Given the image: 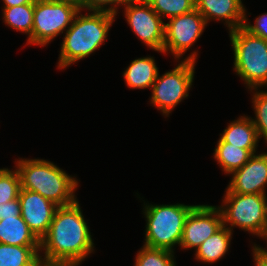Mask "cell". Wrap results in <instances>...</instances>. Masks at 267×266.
I'll list each match as a JSON object with an SVG mask.
<instances>
[{"label": "cell", "mask_w": 267, "mask_h": 266, "mask_svg": "<svg viewBox=\"0 0 267 266\" xmlns=\"http://www.w3.org/2000/svg\"><path fill=\"white\" fill-rule=\"evenodd\" d=\"M21 215V205L19 198L8 201L7 203L0 204V219L9 216H20Z\"/></svg>", "instance_id": "obj_28"}, {"label": "cell", "mask_w": 267, "mask_h": 266, "mask_svg": "<svg viewBox=\"0 0 267 266\" xmlns=\"http://www.w3.org/2000/svg\"><path fill=\"white\" fill-rule=\"evenodd\" d=\"M195 206L180 203L152 205L144 202V245L174 252V246L180 244L186 218Z\"/></svg>", "instance_id": "obj_4"}, {"label": "cell", "mask_w": 267, "mask_h": 266, "mask_svg": "<svg viewBox=\"0 0 267 266\" xmlns=\"http://www.w3.org/2000/svg\"><path fill=\"white\" fill-rule=\"evenodd\" d=\"M250 91L253 92L252 106L255 113V118L251 117V120L257 129L259 139L263 137L267 144V90L251 89Z\"/></svg>", "instance_id": "obj_24"}, {"label": "cell", "mask_w": 267, "mask_h": 266, "mask_svg": "<svg viewBox=\"0 0 267 266\" xmlns=\"http://www.w3.org/2000/svg\"><path fill=\"white\" fill-rule=\"evenodd\" d=\"M18 159L15 169L19 174L21 189L39 193L57 206H68L78 200L75 195L78 179L75 176L68 175L48 160Z\"/></svg>", "instance_id": "obj_3"}, {"label": "cell", "mask_w": 267, "mask_h": 266, "mask_svg": "<svg viewBox=\"0 0 267 266\" xmlns=\"http://www.w3.org/2000/svg\"><path fill=\"white\" fill-rule=\"evenodd\" d=\"M80 6L72 0H35L32 34L27 45H48L71 26Z\"/></svg>", "instance_id": "obj_7"}, {"label": "cell", "mask_w": 267, "mask_h": 266, "mask_svg": "<svg viewBox=\"0 0 267 266\" xmlns=\"http://www.w3.org/2000/svg\"><path fill=\"white\" fill-rule=\"evenodd\" d=\"M0 243L15 246L40 247V240L29 229L21 215L0 219Z\"/></svg>", "instance_id": "obj_16"}, {"label": "cell", "mask_w": 267, "mask_h": 266, "mask_svg": "<svg viewBox=\"0 0 267 266\" xmlns=\"http://www.w3.org/2000/svg\"><path fill=\"white\" fill-rule=\"evenodd\" d=\"M158 73L154 57L149 56L133 60L123 72V77L130 89H151Z\"/></svg>", "instance_id": "obj_17"}, {"label": "cell", "mask_w": 267, "mask_h": 266, "mask_svg": "<svg viewBox=\"0 0 267 266\" xmlns=\"http://www.w3.org/2000/svg\"><path fill=\"white\" fill-rule=\"evenodd\" d=\"M266 201L265 194H238L226 188L223 203L217 206L222 214L223 226L232 232L236 226L261 239L266 231Z\"/></svg>", "instance_id": "obj_6"}, {"label": "cell", "mask_w": 267, "mask_h": 266, "mask_svg": "<svg viewBox=\"0 0 267 266\" xmlns=\"http://www.w3.org/2000/svg\"><path fill=\"white\" fill-rule=\"evenodd\" d=\"M21 217L35 236L41 240L47 233L59 207L39 193L21 189L19 193Z\"/></svg>", "instance_id": "obj_12"}, {"label": "cell", "mask_w": 267, "mask_h": 266, "mask_svg": "<svg viewBox=\"0 0 267 266\" xmlns=\"http://www.w3.org/2000/svg\"><path fill=\"white\" fill-rule=\"evenodd\" d=\"M195 2L196 9L207 24L210 20L225 21L229 31L243 26L245 7L242 0H195Z\"/></svg>", "instance_id": "obj_14"}, {"label": "cell", "mask_w": 267, "mask_h": 266, "mask_svg": "<svg viewBox=\"0 0 267 266\" xmlns=\"http://www.w3.org/2000/svg\"><path fill=\"white\" fill-rule=\"evenodd\" d=\"M163 19L180 16L196 9L195 0H146Z\"/></svg>", "instance_id": "obj_23"}, {"label": "cell", "mask_w": 267, "mask_h": 266, "mask_svg": "<svg viewBox=\"0 0 267 266\" xmlns=\"http://www.w3.org/2000/svg\"><path fill=\"white\" fill-rule=\"evenodd\" d=\"M82 11H106L118 14V6H122L124 0H76ZM112 5V6H111Z\"/></svg>", "instance_id": "obj_26"}, {"label": "cell", "mask_w": 267, "mask_h": 266, "mask_svg": "<svg viewBox=\"0 0 267 266\" xmlns=\"http://www.w3.org/2000/svg\"><path fill=\"white\" fill-rule=\"evenodd\" d=\"M252 252L255 266H267V253L262 250L261 246L254 244Z\"/></svg>", "instance_id": "obj_29"}, {"label": "cell", "mask_w": 267, "mask_h": 266, "mask_svg": "<svg viewBox=\"0 0 267 266\" xmlns=\"http://www.w3.org/2000/svg\"><path fill=\"white\" fill-rule=\"evenodd\" d=\"M40 260V247L0 243V266H35Z\"/></svg>", "instance_id": "obj_20"}, {"label": "cell", "mask_w": 267, "mask_h": 266, "mask_svg": "<svg viewBox=\"0 0 267 266\" xmlns=\"http://www.w3.org/2000/svg\"><path fill=\"white\" fill-rule=\"evenodd\" d=\"M124 16L135 35L150 49L164 53L165 22L146 0L125 1Z\"/></svg>", "instance_id": "obj_9"}, {"label": "cell", "mask_w": 267, "mask_h": 266, "mask_svg": "<svg viewBox=\"0 0 267 266\" xmlns=\"http://www.w3.org/2000/svg\"><path fill=\"white\" fill-rule=\"evenodd\" d=\"M35 266H78L67 262H50L40 259Z\"/></svg>", "instance_id": "obj_31"}, {"label": "cell", "mask_w": 267, "mask_h": 266, "mask_svg": "<svg viewBox=\"0 0 267 266\" xmlns=\"http://www.w3.org/2000/svg\"><path fill=\"white\" fill-rule=\"evenodd\" d=\"M21 190L20 178L17 170L0 169V204L13 201L19 197Z\"/></svg>", "instance_id": "obj_25"}, {"label": "cell", "mask_w": 267, "mask_h": 266, "mask_svg": "<svg viewBox=\"0 0 267 266\" xmlns=\"http://www.w3.org/2000/svg\"><path fill=\"white\" fill-rule=\"evenodd\" d=\"M198 53L196 50L185 59L180 61L176 67L161 76L158 73L157 79L152 85L150 104L159 109L166 117L174 108L189 96L193 85L195 74V63Z\"/></svg>", "instance_id": "obj_8"}, {"label": "cell", "mask_w": 267, "mask_h": 266, "mask_svg": "<svg viewBox=\"0 0 267 266\" xmlns=\"http://www.w3.org/2000/svg\"><path fill=\"white\" fill-rule=\"evenodd\" d=\"M2 15L3 22L6 26L27 34L28 37L32 34L34 4H23L13 7H3Z\"/></svg>", "instance_id": "obj_21"}, {"label": "cell", "mask_w": 267, "mask_h": 266, "mask_svg": "<svg viewBox=\"0 0 267 266\" xmlns=\"http://www.w3.org/2000/svg\"><path fill=\"white\" fill-rule=\"evenodd\" d=\"M265 240L266 241V243H267V229H266V231H265V233H264V235H263V237H262V240ZM262 248V250L264 251V252H266L267 253V249H265V248H263V247H261Z\"/></svg>", "instance_id": "obj_32"}, {"label": "cell", "mask_w": 267, "mask_h": 266, "mask_svg": "<svg viewBox=\"0 0 267 266\" xmlns=\"http://www.w3.org/2000/svg\"><path fill=\"white\" fill-rule=\"evenodd\" d=\"M4 5L3 7H13L23 4H34L35 0H2Z\"/></svg>", "instance_id": "obj_30"}, {"label": "cell", "mask_w": 267, "mask_h": 266, "mask_svg": "<svg viewBox=\"0 0 267 266\" xmlns=\"http://www.w3.org/2000/svg\"><path fill=\"white\" fill-rule=\"evenodd\" d=\"M93 251L94 242L79 201L59 206L48 233L40 240V252L44 254L40 259L80 265Z\"/></svg>", "instance_id": "obj_1"}, {"label": "cell", "mask_w": 267, "mask_h": 266, "mask_svg": "<svg viewBox=\"0 0 267 266\" xmlns=\"http://www.w3.org/2000/svg\"><path fill=\"white\" fill-rule=\"evenodd\" d=\"M168 21L164 29L163 52L171 53L179 63L182 55L201 37L207 22L197 9L172 17Z\"/></svg>", "instance_id": "obj_10"}, {"label": "cell", "mask_w": 267, "mask_h": 266, "mask_svg": "<svg viewBox=\"0 0 267 266\" xmlns=\"http://www.w3.org/2000/svg\"><path fill=\"white\" fill-rule=\"evenodd\" d=\"M222 227V214L217 206L196 205L186 218L179 246L196 250Z\"/></svg>", "instance_id": "obj_11"}, {"label": "cell", "mask_w": 267, "mask_h": 266, "mask_svg": "<svg viewBox=\"0 0 267 266\" xmlns=\"http://www.w3.org/2000/svg\"><path fill=\"white\" fill-rule=\"evenodd\" d=\"M233 232L223 226L205 240L195 251V259L203 263H217L228 252Z\"/></svg>", "instance_id": "obj_18"}, {"label": "cell", "mask_w": 267, "mask_h": 266, "mask_svg": "<svg viewBox=\"0 0 267 266\" xmlns=\"http://www.w3.org/2000/svg\"><path fill=\"white\" fill-rule=\"evenodd\" d=\"M76 14L73 23L66 30L60 48L58 69H64L73 63L89 57L107 40L108 32L116 14L106 11H88Z\"/></svg>", "instance_id": "obj_2"}, {"label": "cell", "mask_w": 267, "mask_h": 266, "mask_svg": "<svg viewBox=\"0 0 267 266\" xmlns=\"http://www.w3.org/2000/svg\"><path fill=\"white\" fill-rule=\"evenodd\" d=\"M220 139L223 142L247 149L252 155L256 154L260 140L251 117L246 115L231 121L220 133Z\"/></svg>", "instance_id": "obj_15"}, {"label": "cell", "mask_w": 267, "mask_h": 266, "mask_svg": "<svg viewBox=\"0 0 267 266\" xmlns=\"http://www.w3.org/2000/svg\"><path fill=\"white\" fill-rule=\"evenodd\" d=\"M245 9V18L243 22V28L254 36L261 37L264 40H267V13H264L255 18V24L248 22Z\"/></svg>", "instance_id": "obj_27"}, {"label": "cell", "mask_w": 267, "mask_h": 266, "mask_svg": "<svg viewBox=\"0 0 267 266\" xmlns=\"http://www.w3.org/2000/svg\"><path fill=\"white\" fill-rule=\"evenodd\" d=\"M265 218H266V229H267V201L265 204Z\"/></svg>", "instance_id": "obj_33"}, {"label": "cell", "mask_w": 267, "mask_h": 266, "mask_svg": "<svg viewBox=\"0 0 267 266\" xmlns=\"http://www.w3.org/2000/svg\"><path fill=\"white\" fill-rule=\"evenodd\" d=\"M174 252L143 245L136 254L134 266H176Z\"/></svg>", "instance_id": "obj_22"}, {"label": "cell", "mask_w": 267, "mask_h": 266, "mask_svg": "<svg viewBox=\"0 0 267 266\" xmlns=\"http://www.w3.org/2000/svg\"><path fill=\"white\" fill-rule=\"evenodd\" d=\"M267 185V152L253 154L238 170L232 173L227 186L230 192L238 194H265Z\"/></svg>", "instance_id": "obj_13"}, {"label": "cell", "mask_w": 267, "mask_h": 266, "mask_svg": "<svg viewBox=\"0 0 267 266\" xmlns=\"http://www.w3.org/2000/svg\"><path fill=\"white\" fill-rule=\"evenodd\" d=\"M234 54V71L246 88L267 87V40L239 27L229 31ZM259 87V88H258Z\"/></svg>", "instance_id": "obj_5"}, {"label": "cell", "mask_w": 267, "mask_h": 266, "mask_svg": "<svg viewBox=\"0 0 267 266\" xmlns=\"http://www.w3.org/2000/svg\"><path fill=\"white\" fill-rule=\"evenodd\" d=\"M213 155L222 171L228 175L240 169L252 156L247 149L223 142L220 138Z\"/></svg>", "instance_id": "obj_19"}]
</instances>
